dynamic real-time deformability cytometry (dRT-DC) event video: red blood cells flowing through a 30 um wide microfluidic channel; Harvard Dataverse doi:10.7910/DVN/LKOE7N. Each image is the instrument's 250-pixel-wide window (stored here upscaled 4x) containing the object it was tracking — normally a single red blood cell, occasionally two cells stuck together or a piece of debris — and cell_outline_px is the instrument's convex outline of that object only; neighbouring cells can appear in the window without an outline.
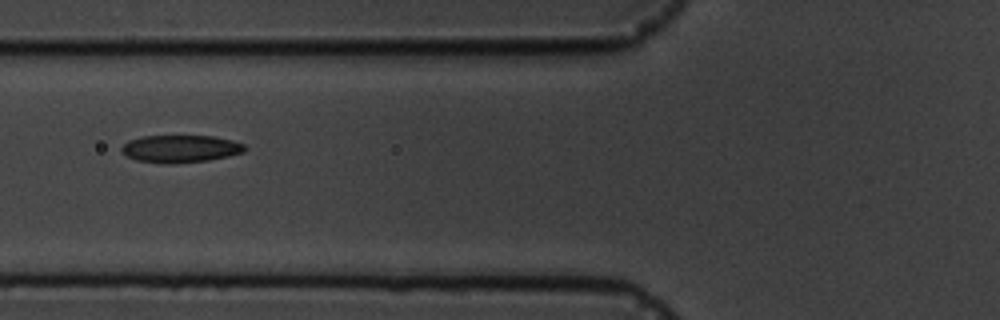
{"species": "common noctule bat (a hibernating species)", "species_latin": "Nyctalus noctula", "temperature_condition": "cold", "stored_images_in_passage": 7, "camera_frame_rate_fps": 3000, "um_per_image_px": 0.085, "animal": {"sex": "male", "body_mass_g": 19.5, "forearm_length_mm": 54.6}, "frame": {"image": 1, "passage_image": 5, "time_ms": 4.667, "image_size_px": [1000, 320], "cell_outline_px": [[248, 148], [244, 152], [228, 156], [208, 160], [172, 164], [160, 164], [136, 160], [128, 156], [120, 148], [128, 140], [140, 136], [212, 136], [232, 140], [244, 144]], "centroid_in_image_um": [15.34, 12.65], "position_along_channel_um": 110.5, "area_um2": 19.83}}
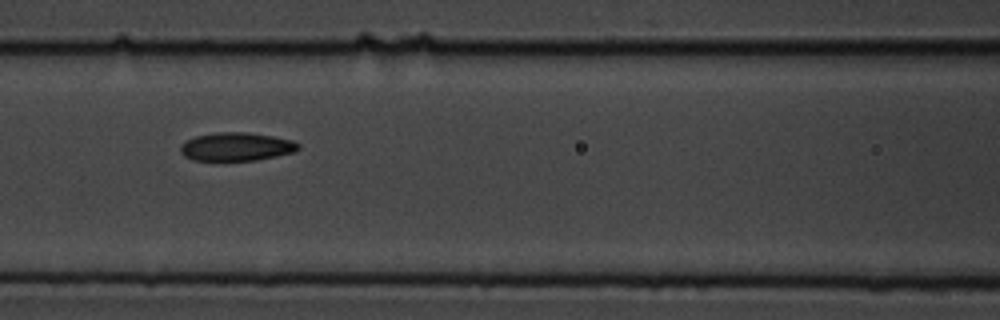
{"frame": {"image": 2, "passage_image": 6, "time_ms": 5.667, "image_size_px": [1000, 320], "cell_outline_px": [[300, 148], [296, 152], [256, 160], [192, 160], [184, 156], [180, 152], [180, 144], [184, 140], [196, 136], [216, 132], [244, 132], [272, 136], [292, 140], [300, 144]], "centroid_in_image_um": [20.07, 12.46], "position_along_channel_um": 146.5, "area_um2": 19.59}}
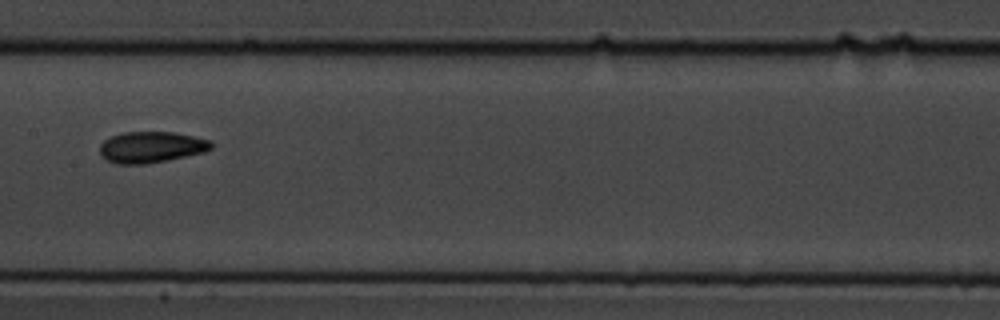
{"frame": {"image": 3, "passage_image": 7, "time_ms": 7.0, "image_size_px": [1000, 320], "cell_outline_px": [[212, 148], [204, 152], [168, 160], [144, 164], [116, 164], [108, 160], [100, 152], [100, 144], [104, 140], [120, 132], [176, 132], [212, 140]], "centroid_in_image_um": [12.88, 12.49], "position_along_channel_um": 194.5, "area_um2": 20.29}}